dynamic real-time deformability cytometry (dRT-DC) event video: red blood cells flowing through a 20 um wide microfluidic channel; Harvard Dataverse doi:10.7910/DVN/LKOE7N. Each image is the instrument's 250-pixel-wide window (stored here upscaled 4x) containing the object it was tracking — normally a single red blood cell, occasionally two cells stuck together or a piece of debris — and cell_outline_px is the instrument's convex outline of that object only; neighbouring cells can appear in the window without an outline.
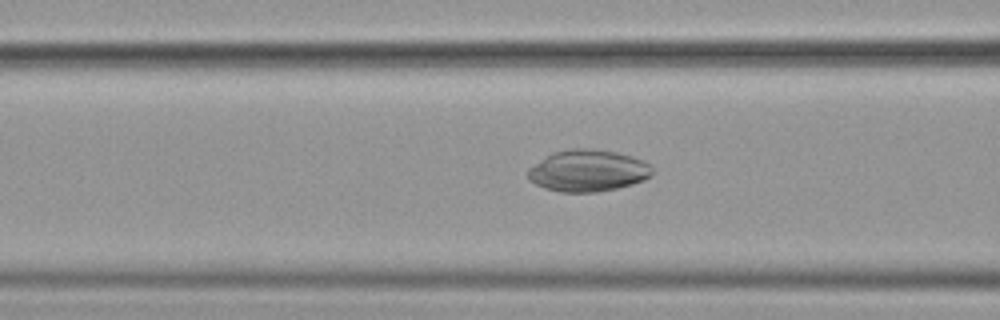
{"species": "common noctule bat (a hibernating species)", "species_latin": "Nyctalus noctula", "temperature_condition": "cold", "stored_images_in_passage": 56, "camera_frame_rate_fps": 3000, "um_per_image_px": 0.085, "animal": {"sex": "female", "body_mass_g": 19.9}, "frame": {"image": 1, "passage_image": 23, "time_ms": 7.333, "image_size_px": [1000, 320], "cell_outline_px": [[652, 176], [644, 180], [632, 184], [616, 188], [596, 192], [560, 192], [544, 188], [528, 180], [528, 168], [552, 152], [568, 148], [592, 148], [616, 152], [632, 156], [644, 160], [652, 168]], "centroid_in_image_um": [49.96, 14.5], "position_along_channel_um": 116.6, "area_um2": 30.46}}
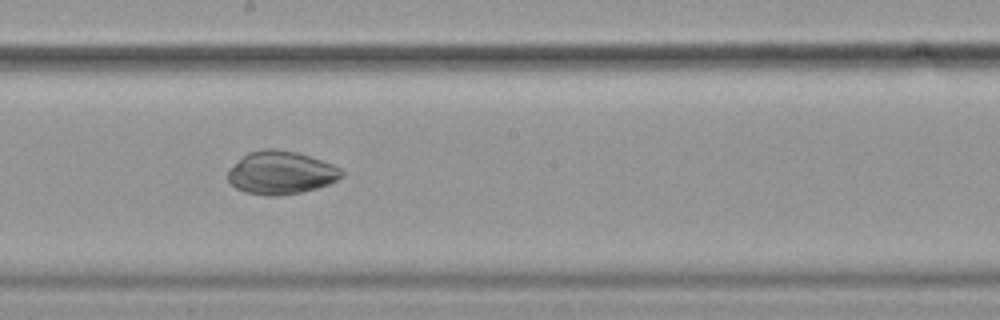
{"frame": {"image": 2, "passage_image": 32, "time_ms": 10.333, "image_size_px": [1000, 320], "cell_outline_px": [[344, 176], [328, 184], [316, 188], [300, 192], [280, 196], [268, 196], [244, 192], [236, 188], [228, 180], [228, 168], [248, 152], [264, 148], [276, 148], [296, 152], [332, 164], [340, 168], [344, 172]], "centroid_in_image_um": [23.85, 14.68], "position_along_channel_um": 224.3, "area_um2": 28.61}}
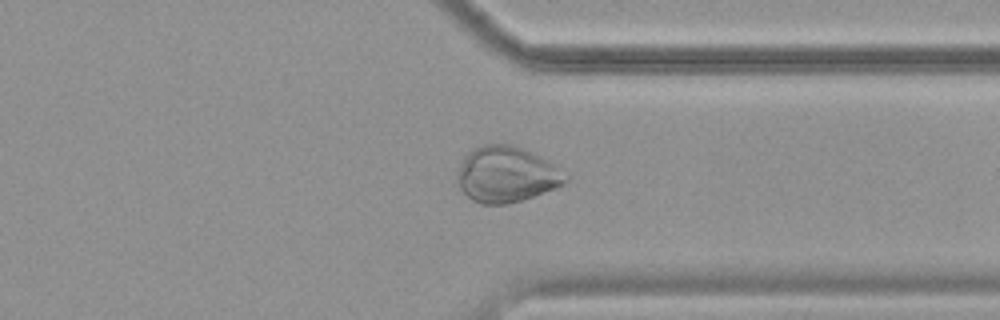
{"frame": {"image": 3, "passage_image": 44, "time_ms": 14.333, "image_size_px": [1000, 320], "cell_outline_px": [[572, 176], [564, 184], [556, 188], [508, 204], [480, 204], [472, 200], [460, 188], [456, 180], [456, 172], [464, 156], [472, 148], [484, 144], [512, 144], [532, 152], [548, 160]], "centroid_in_image_um": [43.06, 14.81], "position_along_channel_um": 368.3, "area_um2": 35.6}}